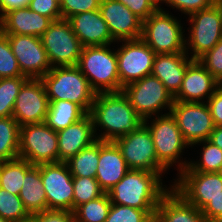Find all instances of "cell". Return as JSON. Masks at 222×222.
Listing matches in <instances>:
<instances>
[{"label":"cell","instance_id":"obj_1","mask_svg":"<svg viewBox=\"0 0 222 222\" xmlns=\"http://www.w3.org/2000/svg\"><path fill=\"white\" fill-rule=\"evenodd\" d=\"M89 114L93 120L94 132L97 131V125L105 130L96 137L102 141H114L132 133L144 123L122 91L96 93Z\"/></svg>","mask_w":222,"mask_h":222},{"label":"cell","instance_id":"obj_2","mask_svg":"<svg viewBox=\"0 0 222 222\" xmlns=\"http://www.w3.org/2000/svg\"><path fill=\"white\" fill-rule=\"evenodd\" d=\"M161 173L129 170L107 194L112 204L145 210L153 219L160 199L169 191L162 185Z\"/></svg>","mask_w":222,"mask_h":222},{"label":"cell","instance_id":"obj_3","mask_svg":"<svg viewBox=\"0 0 222 222\" xmlns=\"http://www.w3.org/2000/svg\"><path fill=\"white\" fill-rule=\"evenodd\" d=\"M41 80L48 100H66L90 113L96 92L77 66L52 67Z\"/></svg>","mask_w":222,"mask_h":222},{"label":"cell","instance_id":"obj_4","mask_svg":"<svg viewBox=\"0 0 222 222\" xmlns=\"http://www.w3.org/2000/svg\"><path fill=\"white\" fill-rule=\"evenodd\" d=\"M109 48V45L83 47L77 64L96 93L120 92L117 55Z\"/></svg>","mask_w":222,"mask_h":222},{"label":"cell","instance_id":"obj_5","mask_svg":"<svg viewBox=\"0 0 222 222\" xmlns=\"http://www.w3.org/2000/svg\"><path fill=\"white\" fill-rule=\"evenodd\" d=\"M181 24L164 10H156L142 23L141 39L156 53H186Z\"/></svg>","mask_w":222,"mask_h":222},{"label":"cell","instance_id":"obj_6","mask_svg":"<svg viewBox=\"0 0 222 222\" xmlns=\"http://www.w3.org/2000/svg\"><path fill=\"white\" fill-rule=\"evenodd\" d=\"M19 157L32 165L59 162L57 132L45 122L21 126Z\"/></svg>","mask_w":222,"mask_h":222},{"label":"cell","instance_id":"obj_7","mask_svg":"<svg viewBox=\"0 0 222 222\" xmlns=\"http://www.w3.org/2000/svg\"><path fill=\"white\" fill-rule=\"evenodd\" d=\"M122 92L143 120L149 119L164 107L168 108L170 113L174 103L173 95L165 88L161 80L153 75L125 85Z\"/></svg>","mask_w":222,"mask_h":222},{"label":"cell","instance_id":"obj_8","mask_svg":"<svg viewBox=\"0 0 222 222\" xmlns=\"http://www.w3.org/2000/svg\"><path fill=\"white\" fill-rule=\"evenodd\" d=\"M189 17L192 26L189 39L185 41V50L188 54L190 46L193 51L191 59L198 60L222 38V3L218 0L211 7L194 12Z\"/></svg>","mask_w":222,"mask_h":222},{"label":"cell","instance_id":"obj_9","mask_svg":"<svg viewBox=\"0 0 222 222\" xmlns=\"http://www.w3.org/2000/svg\"><path fill=\"white\" fill-rule=\"evenodd\" d=\"M41 40L52 67L77 66L83 46L67 19L53 21Z\"/></svg>","mask_w":222,"mask_h":222},{"label":"cell","instance_id":"obj_10","mask_svg":"<svg viewBox=\"0 0 222 222\" xmlns=\"http://www.w3.org/2000/svg\"><path fill=\"white\" fill-rule=\"evenodd\" d=\"M121 151L130 170H144L155 173L167 171L157 160L151 132L143 123L130 134L113 141Z\"/></svg>","mask_w":222,"mask_h":222},{"label":"cell","instance_id":"obj_11","mask_svg":"<svg viewBox=\"0 0 222 222\" xmlns=\"http://www.w3.org/2000/svg\"><path fill=\"white\" fill-rule=\"evenodd\" d=\"M170 113L188 146L208 140L214 123L207 103L174 101Z\"/></svg>","mask_w":222,"mask_h":222},{"label":"cell","instance_id":"obj_12","mask_svg":"<svg viewBox=\"0 0 222 222\" xmlns=\"http://www.w3.org/2000/svg\"><path fill=\"white\" fill-rule=\"evenodd\" d=\"M178 177L172 188L198 210H202L209 201L222 197V176L219 172H194L187 166Z\"/></svg>","mask_w":222,"mask_h":222},{"label":"cell","instance_id":"obj_13","mask_svg":"<svg viewBox=\"0 0 222 222\" xmlns=\"http://www.w3.org/2000/svg\"><path fill=\"white\" fill-rule=\"evenodd\" d=\"M147 121L149 120H144V124L151 132L157 160L167 170L173 163L179 161L187 144L171 113L161 114L160 117L156 115L150 125Z\"/></svg>","mask_w":222,"mask_h":222},{"label":"cell","instance_id":"obj_14","mask_svg":"<svg viewBox=\"0 0 222 222\" xmlns=\"http://www.w3.org/2000/svg\"><path fill=\"white\" fill-rule=\"evenodd\" d=\"M116 51L120 92L125 85L151 75L156 53L140 38L123 40Z\"/></svg>","mask_w":222,"mask_h":222},{"label":"cell","instance_id":"obj_15","mask_svg":"<svg viewBox=\"0 0 222 222\" xmlns=\"http://www.w3.org/2000/svg\"><path fill=\"white\" fill-rule=\"evenodd\" d=\"M49 210L73 212V176L66 162L40 164Z\"/></svg>","mask_w":222,"mask_h":222},{"label":"cell","instance_id":"obj_16","mask_svg":"<svg viewBox=\"0 0 222 222\" xmlns=\"http://www.w3.org/2000/svg\"><path fill=\"white\" fill-rule=\"evenodd\" d=\"M8 37L19 69L28 78H42L52 68L41 37L4 34Z\"/></svg>","mask_w":222,"mask_h":222},{"label":"cell","instance_id":"obj_17","mask_svg":"<svg viewBox=\"0 0 222 222\" xmlns=\"http://www.w3.org/2000/svg\"><path fill=\"white\" fill-rule=\"evenodd\" d=\"M49 100L41 78H28L16 97L12 117L19 126L45 122Z\"/></svg>","mask_w":222,"mask_h":222},{"label":"cell","instance_id":"obj_18","mask_svg":"<svg viewBox=\"0 0 222 222\" xmlns=\"http://www.w3.org/2000/svg\"><path fill=\"white\" fill-rule=\"evenodd\" d=\"M99 10L115 41L141 38L143 21L127 6L116 0H101Z\"/></svg>","mask_w":222,"mask_h":222},{"label":"cell","instance_id":"obj_19","mask_svg":"<svg viewBox=\"0 0 222 222\" xmlns=\"http://www.w3.org/2000/svg\"><path fill=\"white\" fill-rule=\"evenodd\" d=\"M221 84L198 61L192 60L185 71L179 92L174 96V101L203 102L215 92Z\"/></svg>","mask_w":222,"mask_h":222},{"label":"cell","instance_id":"obj_20","mask_svg":"<svg viewBox=\"0 0 222 222\" xmlns=\"http://www.w3.org/2000/svg\"><path fill=\"white\" fill-rule=\"evenodd\" d=\"M68 21L83 47L111 45L115 42L100 10L76 14Z\"/></svg>","mask_w":222,"mask_h":222},{"label":"cell","instance_id":"obj_21","mask_svg":"<svg viewBox=\"0 0 222 222\" xmlns=\"http://www.w3.org/2000/svg\"><path fill=\"white\" fill-rule=\"evenodd\" d=\"M59 162H67L97 140L91 115L57 132Z\"/></svg>","mask_w":222,"mask_h":222},{"label":"cell","instance_id":"obj_22","mask_svg":"<svg viewBox=\"0 0 222 222\" xmlns=\"http://www.w3.org/2000/svg\"><path fill=\"white\" fill-rule=\"evenodd\" d=\"M129 170L118 146L113 141L100 140L99 163L95 177L100 188L108 193Z\"/></svg>","mask_w":222,"mask_h":222},{"label":"cell","instance_id":"obj_23","mask_svg":"<svg viewBox=\"0 0 222 222\" xmlns=\"http://www.w3.org/2000/svg\"><path fill=\"white\" fill-rule=\"evenodd\" d=\"M53 21L28 6L8 11L0 18L3 34H20L41 37Z\"/></svg>","mask_w":222,"mask_h":222},{"label":"cell","instance_id":"obj_24","mask_svg":"<svg viewBox=\"0 0 222 222\" xmlns=\"http://www.w3.org/2000/svg\"><path fill=\"white\" fill-rule=\"evenodd\" d=\"M191 61L187 53L156 54L151 75L161 80L174 97L180 90L185 71Z\"/></svg>","mask_w":222,"mask_h":222},{"label":"cell","instance_id":"obj_25","mask_svg":"<svg viewBox=\"0 0 222 222\" xmlns=\"http://www.w3.org/2000/svg\"><path fill=\"white\" fill-rule=\"evenodd\" d=\"M154 222H207L201 210L189 204L172 187L160 199Z\"/></svg>","mask_w":222,"mask_h":222},{"label":"cell","instance_id":"obj_26","mask_svg":"<svg viewBox=\"0 0 222 222\" xmlns=\"http://www.w3.org/2000/svg\"><path fill=\"white\" fill-rule=\"evenodd\" d=\"M19 197L30 216L48 210L47 197L40 175V165H34L25 174Z\"/></svg>","mask_w":222,"mask_h":222},{"label":"cell","instance_id":"obj_27","mask_svg":"<svg viewBox=\"0 0 222 222\" xmlns=\"http://www.w3.org/2000/svg\"><path fill=\"white\" fill-rule=\"evenodd\" d=\"M86 115L87 113L75 103L66 100H49L45 123L58 132Z\"/></svg>","mask_w":222,"mask_h":222},{"label":"cell","instance_id":"obj_28","mask_svg":"<svg viewBox=\"0 0 222 222\" xmlns=\"http://www.w3.org/2000/svg\"><path fill=\"white\" fill-rule=\"evenodd\" d=\"M27 160L17 157L0 164V188L19 195L25 174L33 167Z\"/></svg>","mask_w":222,"mask_h":222},{"label":"cell","instance_id":"obj_29","mask_svg":"<svg viewBox=\"0 0 222 222\" xmlns=\"http://www.w3.org/2000/svg\"><path fill=\"white\" fill-rule=\"evenodd\" d=\"M100 155V140L94 141L72 156L66 163L73 177H96Z\"/></svg>","mask_w":222,"mask_h":222},{"label":"cell","instance_id":"obj_30","mask_svg":"<svg viewBox=\"0 0 222 222\" xmlns=\"http://www.w3.org/2000/svg\"><path fill=\"white\" fill-rule=\"evenodd\" d=\"M20 126L11 117L0 118V160L2 162L19 157Z\"/></svg>","mask_w":222,"mask_h":222},{"label":"cell","instance_id":"obj_31","mask_svg":"<svg viewBox=\"0 0 222 222\" xmlns=\"http://www.w3.org/2000/svg\"><path fill=\"white\" fill-rule=\"evenodd\" d=\"M107 193L78 206L74 211L75 222H105L111 208Z\"/></svg>","mask_w":222,"mask_h":222},{"label":"cell","instance_id":"obj_32","mask_svg":"<svg viewBox=\"0 0 222 222\" xmlns=\"http://www.w3.org/2000/svg\"><path fill=\"white\" fill-rule=\"evenodd\" d=\"M199 143H205L202 150V159L200 162H180L178 167L179 173L187 166L194 172L214 173L219 172L222 165V150L212 144L210 141L205 140Z\"/></svg>","mask_w":222,"mask_h":222},{"label":"cell","instance_id":"obj_33","mask_svg":"<svg viewBox=\"0 0 222 222\" xmlns=\"http://www.w3.org/2000/svg\"><path fill=\"white\" fill-rule=\"evenodd\" d=\"M27 79L26 76L0 78V118L13 115L16 97Z\"/></svg>","mask_w":222,"mask_h":222},{"label":"cell","instance_id":"obj_34","mask_svg":"<svg viewBox=\"0 0 222 222\" xmlns=\"http://www.w3.org/2000/svg\"><path fill=\"white\" fill-rule=\"evenodd\" d=\"M0 216L11 222H29L31 216L26 211L19 195L0 188Z\"/></svg>","mask_w":222,"mask_h":222},{"label":"cell","instance_id":"obj_35","mask_svg":"<svg viewBox=\"0 0 222 222\" xmlns=\"http://www.w3.org/2000/svg\"><path fill=\"white\" fill-rule=\"evenodd\" d=\"M73 211L80 205L102 196L105 192L100 188L96 178L73 177Z\"/></svg>","mask_w":222,"mask_h":222},{"label":"cell","instance_id":"obj_36","mask_svg":"<svg viewBox=\"0 0 222 222\" xmlns=\"http://www.w3.org/2000/svg\"><path fill=\"white\" fill-rule=\"evenodd\" d=\"M105 222H154V219L145 210L112 204Z\"/></svg>","mask_w":222,"mask_h":222},{"label":"cell","instance_id":"obj_37","mask_svg":"<svg viewBox=\"0 0 222 222\" xmlns=\"http://www.w3.org/2000/svg\"><path fill=\"white\" fill-rule=\"evenodd\" d=\"M25 76L12 53L8 37L0 31V78Z\"/></svg>","mask_w":222,"mask_h":222},{"label":"cell","instance_id":"obj_38","mask_svg":"<svg viewBox=\"0 0 222 222\" xmlns=\"http://www.w3.org/2000/svg\"><path fill=\"white\" fill-rule=\"evenodd\" d=\"M198 61L222 85V38L212 49L200 57Z\"/></svg>","mask_w":222,"mask_h":222},{"label":"cell","instance_id":"obj_39","mask_svg":"<svg viewBox=\"0 0 222 222\" xmlns=\"http://www.w3.org/2000/svg\"><path fill=\"white\" fill-rule=\"evenodd\" d=\"M101 0H61L62 19H69L79 13L99 10Z\"/></svg>","mask_w":222,"mask_h":222},{"label":"cell","instance_id":"obj_40","mask_svg":"<svg viewBox=\"0 0 222 222\" xmlns=\"http://www.w3.org/2000/svg\"><path fill=\"white\" fill-rule=\"evenodd\" d=\"M28 7L33 12L46 16L52 21L62 19L60 1L58 0H31Z\"/></svg>","mask_w":222,"mask_h":222},{"label":"cell","instance_id":"obj_41","mask_svg":"<svg viewBox=\"0 0 222 222\" xmlns=\"http://www.w3.org/2000/svg\"><path fill=\"white\" fill-rule=\"evenodd\" d=\"M218 0H167L166 4L179 9L185 14L191 15L194 12L211 7Z\"/></svg>","mask_w":222,"mask_h":222},{"label":"cell","instance_id":"obj_42","mask_svg":"<svg viewBox=\"0 0 222 222\" xmlns=\"http://www.w3.org/2000/svg\"><path fill=\"white\" fill-rule=\"evenodd\" d=\"M30 222H75V217L70 211L48 209L32 215Z\"/></svg>","mask_w":222,"mask_h":222},{"label":"cell","instance_id":"obj_43","mask_svg":"<svg viewBox=\"0 0 222 222\" xmlns=\"http://www.w3.org/2000/svg\"><path fill=\"white\" fill-rule=\"evenodd\" d=\"M214 126H222V85L207 100Z\"/></svg>","mask_w":222,"mask_h":222},{"label":"cell","instance_id":"obj_44","mask_svg":"<svg viewBox=\"0 0 222 222\" xmlns=\"http://www.w3.org/2000/svg\"><path fill=\"white\" fill-rule=\"evenodd\" d=\"M127 6L142 21L146 20L156 10L151 6L148 0H116Z\"/></svg>","mask_w":222,"mask_h":222},{"label":"cell","instance_id":"obj_45","mask_svg":"<svg viewBox=\"0 0 222 222\" xmlns=\"http://www.w3.org/2000/svg\"><path fill=\"white\" fill-rule=\"evenodd\" d=\"M201 212L207 222H217L222 217V197L209 201Z\"/></svg>","mask_w":222,"mask_h":222},{"label":"cell","instance_id":"obj_46","mask_svg":"<svg viewBox=\"0 0 222 222\" xmlns=\"http://www.w3.org/2000/svg\"><path fill=\"white\" fill-rule=\"evenodd\" d=\"M30 2L31 0H0V18L8 11L29 6Z\"/></svg>","mask_w":222,"mask_h":222},{"label":"cell","instance_id":"obj_47","mask_svg":"<svg viewBox=\"0 0 222 222\" xmlns=\"http://www.w3.org/2000/svg\"><path fill=\"white\" fill-rule=\"evenodd\" d=\"M208 141L222 150V126H215L211 132Z\"/></svg>","mask_w":222,"mask_h":222},{"label":"cell","instance_id":"obj_48","mask_svg":"<svg viewBox=\"0 0 222 222\" xmlns=\"http://www.w3.org/2000/svg\"><path fill=\"white\" fill-rule=\"evenodd\" d=\"M148 2L151 4V6L155 9V10H163L162 8H160L159 3H163V2H167V0H148Z\"/></svg>","mask_w":222,"mask_h":222},{"label":"cell","instance_id":"obj_49","mask_svg":"<svg viewBox=\"0 0 222 222\" xmlns=\"http://www.w3.org/2000/svg\"><path fill=\"white\" fill-rule=\"evenodd\" d=\"M0 222H11V221H9V220H7V219H4V218H2V217L0 216Z\"/></svg>","mask_w":222,"mask_h":222},{"label":"cell","instance_id":"obj_50","mask_svg":"<svg viewBox=\"0 0 222 222\" xmlns=\"http://www.w3.org/2000/svg\"><path fill=\"white\" fill-rule=\"evenodd\" d=\"M219 173H220V175L222 176V165H221V168H220V170H219Z\"/></svg>","mask_w":222,"mask_h":222}]
</instances>
